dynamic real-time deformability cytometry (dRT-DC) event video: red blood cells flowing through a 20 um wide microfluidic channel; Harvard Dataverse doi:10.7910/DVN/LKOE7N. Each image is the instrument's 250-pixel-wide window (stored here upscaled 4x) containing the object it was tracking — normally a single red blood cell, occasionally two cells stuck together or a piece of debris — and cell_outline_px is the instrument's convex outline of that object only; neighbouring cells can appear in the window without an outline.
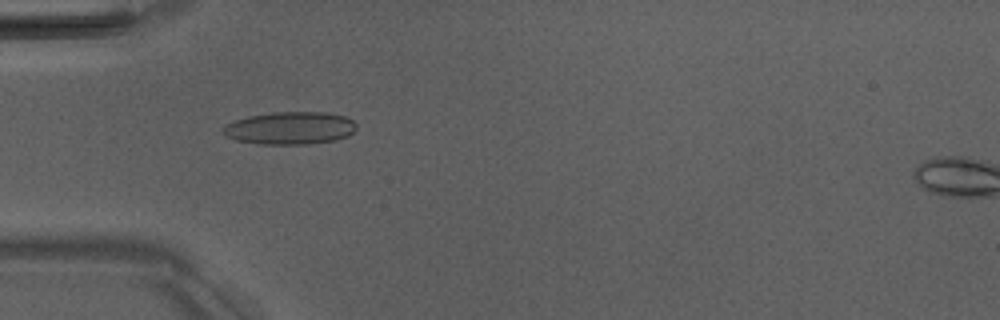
{"species": "Egyptian fruit bat (a non-hibernating species)", "species_latin": "Rousettus aegyptiacus", "temperature_condition": "room temperature", "stored_images_in_passage": 5, "camera_frame_rate_fps": 3000, "um_per_image_px": 0.085, "animal": {"sex": "male"}, "frame": {"image": 1, "passage_image": 3, "time_ms": 2.333, "image_size_px": [1000, 320], "cell_outline_px": [[356, 128], [348, 136], [336, 140], [304, 144], [260, 144], [236, 140], [224, 136], [220, 132], [220, 128], [236, 120], [248, 116], [272, 112], [328, 112], [344, 116], [352, 120], [356, 124]], "centroid_in_image_um": [24.62, 10.88], "position_along_channel_um": 60.4, "area_um2": 25.49}}